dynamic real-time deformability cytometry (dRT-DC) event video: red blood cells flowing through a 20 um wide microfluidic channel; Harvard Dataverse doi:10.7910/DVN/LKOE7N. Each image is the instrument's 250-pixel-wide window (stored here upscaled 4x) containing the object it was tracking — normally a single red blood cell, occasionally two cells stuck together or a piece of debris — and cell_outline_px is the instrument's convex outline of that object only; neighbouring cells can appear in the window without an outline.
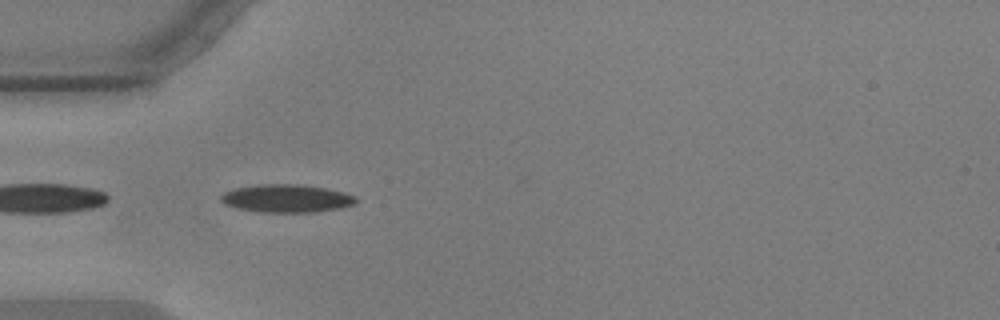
{"species": "common noctule bat (a hibernating species)", "species_latin": "Nyctalus noctula", "temperature_condition": "warm", "stored_images_in_passage": 40, "camera_frame_rate_fps": 3000, "um_per_image_px": 0.085, "animal": {"sex": "male", "body_mass_g": 17.9, "forearm_length_mm": 54.2}, "frame": {"image": 1, "passage_image": 1, "time_ms": 0.0, "image_size_px": [1000, 320], "cell_outline_px": [[356, 204], [340, 208], [316, 212], [260, 212], [240, 208], [224, 204], [220, 200], [220, 196], [224, 192], [232, 188], [256, 184], [300, 184], [324, 188], [344, 192], [356, 196]], "centroid_in_image_um": [24.35, 16.86], "position_along_channel_um": 60.7, "area_um2": 22.14}}
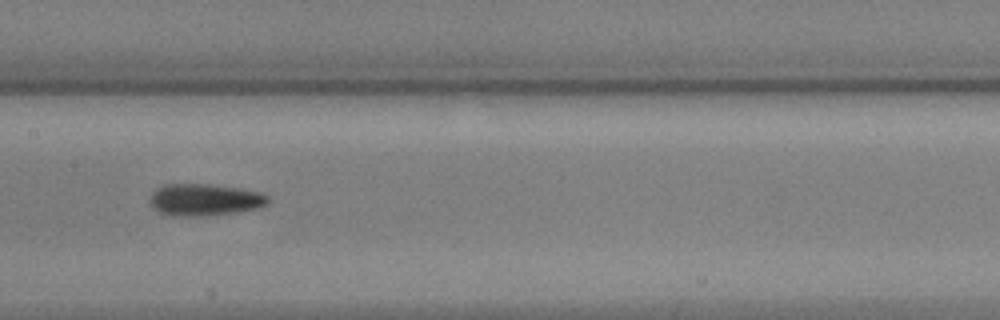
{"frame": {"image": 2, "passage_image": 12, "time_ms": 3.667, "image_size_px": [1000, 320], "cell_outline_px": [[268, 204], [256, 208], [236, 212], [188, 216], [168, 216], [152, 208], [148, 200], [152, 192], [156, 188], [164, 184], [212, 184], [240, 188], [260, 192], [268, 196]], "centroid_in_image_um": [17.33, 16.96], "position_along_channel_um": 190.1, "area_um2": 22.02}}
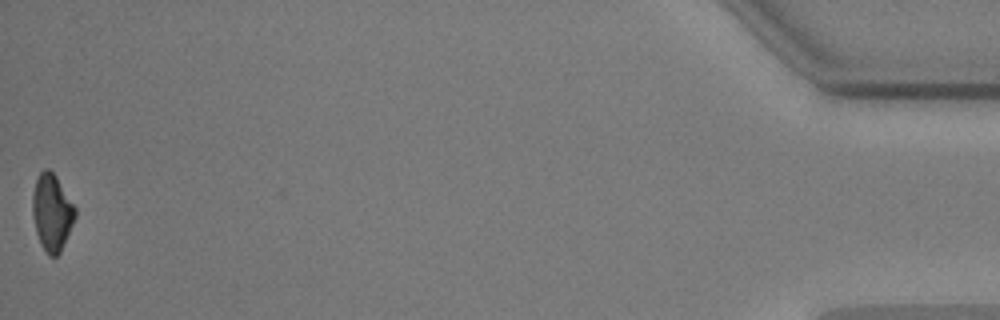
{"frame": {"image": 3, "passage_image": 40, "time_ms": 13.0, "image_size_px": [1000, 320], "cell_outline_px": [[76, 216], [60, 252], [56, 256], [48, 256], [40, 244], [36, 232], [32, 216], [32, 196], [36, 180], [40, 172], [44, 168], [48, 168], [56, 176], [76, 208]], "centroid_in_image_um": [4.4, 18.05], "position_along_channel_um": 430.8, "area_um2": 19.02}, "authors_computed_cell_mechanics": {"area_um2": 20.8947, "velocity_mm_per_s": 3.584, "shape_relaxation_time_tau1_ms": 4.8597, "shape_relaxation_time_tau2_ms": 6.1146, "deformation_change_tau1": 0.1309, "deformation_change_tau2": 0.1176}}